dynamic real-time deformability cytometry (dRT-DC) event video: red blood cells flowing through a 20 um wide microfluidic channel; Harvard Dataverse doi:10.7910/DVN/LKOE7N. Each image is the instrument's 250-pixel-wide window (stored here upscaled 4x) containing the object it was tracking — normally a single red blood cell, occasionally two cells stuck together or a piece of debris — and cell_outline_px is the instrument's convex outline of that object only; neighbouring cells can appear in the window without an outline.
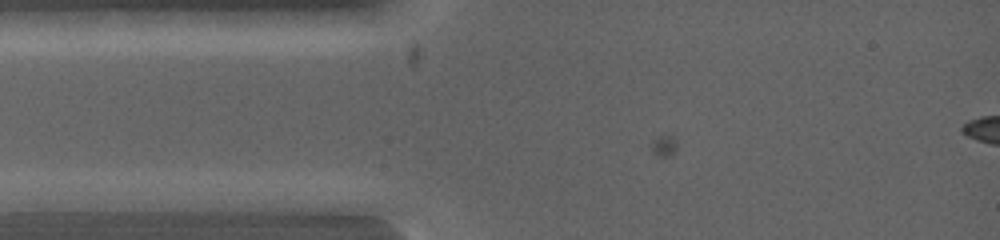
{"species": "common noctule bat (a hibernating species)", "species_latin": "Nyctalus noctula", "temperature_condition": "warm", "stored_images_in_passage": 3, "camera_frame_rate_fps": 5000, "um_per_image_px": 0.085, "animal": {"sex": "female", "body_mass_g": 19.0, "forearm_length_mm": 53.3}, "frame": {"image": 1, "passage_image": 2, "time_ms": 1.2, "image_size_px": [1000, 240], "cell_outline_px": [[120, 200], [100, 212], [68, 216], [16, 212], [16, 200], [40, 192], [96, 192]], "centroid_in_image_um": [5.49, 17.28], "position_along_channel_um": 79.5, "area_um2": 13.99}}